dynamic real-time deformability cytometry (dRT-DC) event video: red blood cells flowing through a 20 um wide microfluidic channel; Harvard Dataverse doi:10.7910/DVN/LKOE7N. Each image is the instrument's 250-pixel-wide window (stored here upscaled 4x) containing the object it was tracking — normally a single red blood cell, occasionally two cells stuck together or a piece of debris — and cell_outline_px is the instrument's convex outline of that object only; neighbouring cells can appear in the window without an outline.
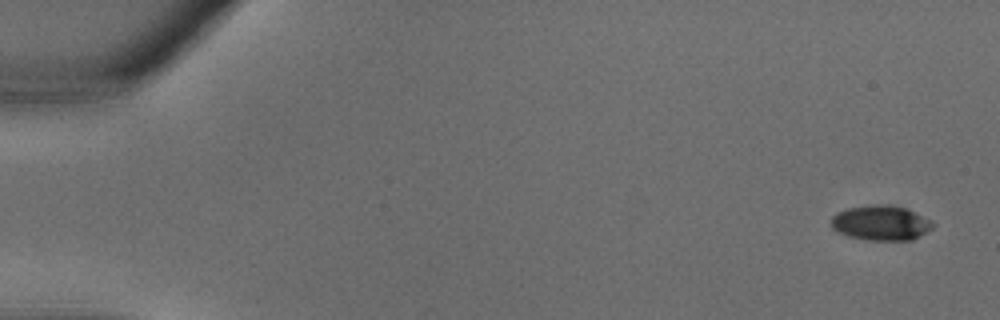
{"species": "common noctule bat (a hibernating species)", "species_latin": "Nyctalus noctula", "temperature_condition": "warm", "stored_images_in_passage": 35, "camera_frame_rate_fps": 3000, "um_per_image_px": 0.085, "animal": {"sex": "male", "body_mass_g": 18.8}, "frame": {"image": 1, "passage_image": 1, "time_ms": 0.0, "image_size_px": [1000, 320], "cell_outline_px": [[936, 224], [932, 228], [920, 236], [912, 240], [868, 240], [848, 236], [832, 228], [832, 216], [836, 212], [848, 208], [872, 204], [892, 204], [908, 208], [932, 220]], "centroid_in_image_um": [74.92, 18.93], "position_along_channel_um": 10.1, "area_um2": 20.98}}
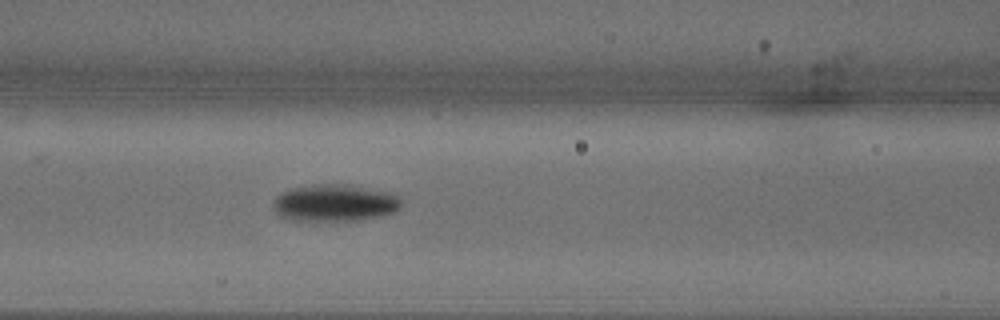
{"frame": {"image": 2, "passage_image": 15, "time_ms": 4.667, "image_size_px": [1000, 320], "cell_outline_px": [[404, 200], [400, 208], [396, 212], [380, 216], [356, 220], [296, 220], [284, 216], [276, 212], [272, 200], [280, 192], [288, 188], [316, 184], [348, 184], [396, 192]], "centroid_in_image_um": [28.54, 17.21], "position_along_channel_um": 138.1, "area_um2": 28.09}}
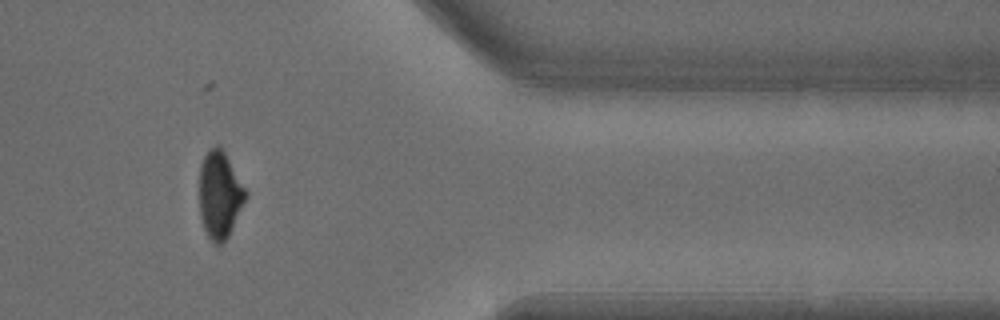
{"frame": {"image": 3, "passage_image": 29, "time_ms": 9.333, "image_size_px": [1000, 320], "cell_outline_px": [[248, 196], [228, 236], [220, 244], [216, 244], [208, 236], [204, 228], [200, 216], [200, 164], [204, 156], [216, 144], [220, 144], [248, 192]], "centroid_in_image_um": [18.69, 16.53], "position_along_channel_um": 392.7, "area_um2": 23.35}}